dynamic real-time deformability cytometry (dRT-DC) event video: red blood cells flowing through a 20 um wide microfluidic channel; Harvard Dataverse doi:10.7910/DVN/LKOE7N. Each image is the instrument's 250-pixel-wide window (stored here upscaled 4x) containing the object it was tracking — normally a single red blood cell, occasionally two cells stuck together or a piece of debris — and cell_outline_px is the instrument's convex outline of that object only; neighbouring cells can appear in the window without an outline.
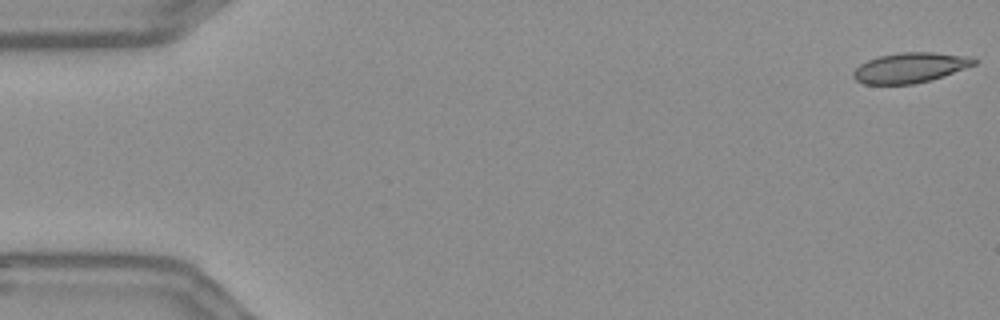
{"species": "Egyptian fruit bat (a non-hibernating species)", "species_latin": "Rousettus aegyptiacus", "temperature_condition": "warm", "stored_images_in_passage": 56, "camera_frame_rate_fps": 3000, "um_per_image_px": 0.085, "frame": {"image": 1, "passage_image": 1, "time_ms": 0.0, "image_size_px": [1000, 320], "cell_outline_px": [[980, 60], [976, 64], [944, 76], [932, 80], [912, 84], [864, 84], [856, 80], [852, 76], [852, 72], [860, 64], [868, 60], [880, 56], [900, 52], [932, 52], [972, 56]], "centroid_in_image_um": [77.4, 5.75], "position_along_channel_um": 7.6, "area_um2": 21.39}}
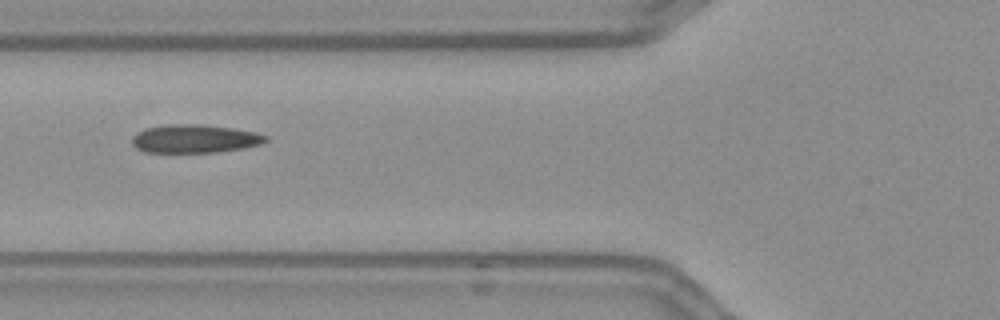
{"frame": {"image": 2, "passage_image": 21, "time_ms": 6.667, "image_size_px": [1000, 320], "cell_outline_px": [[268, 140], [260, 144], [244, 148], [216, 152], [144, 152], [136, 148], [132, 144], [132, 136], [136, 132], [144, 128], [164, 124], [200, 124], [232, 128], [256, 132], [268, 136]], "centroid_in_image_um": [16.52, 11.78], "position_along_channel_um": 109.3, "area_um2": 22.25}}
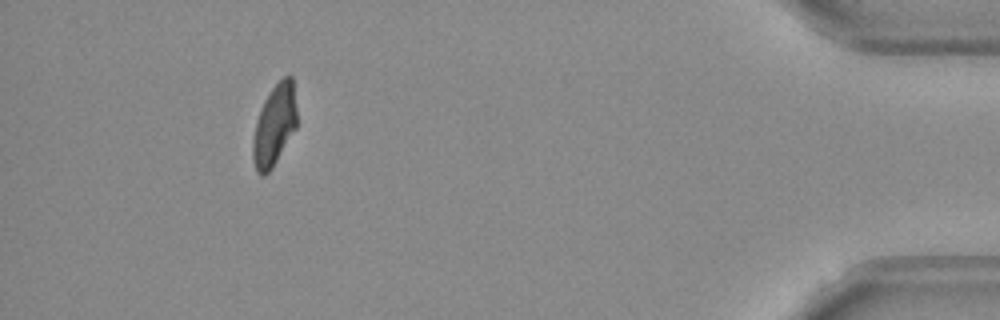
{"frame": {"image": 3, "passage_image": 51, "time_ms": 16.667, "image_size_px": [1000, 320], "cell_outline_px": [[296, 128], [272, 168], [264, 176], [260, 176], [256, 172], [252, 160], [252, 140], [256, 120], [264, 100], [272, 88], [284, 76], [292, 76], [296, 108]], "centroid_in_image_um": [23.3, 10.69], "position_along_channel_um": 411.9, "area_um2": 20.81}, "authors_computed_cell_mechanics": {"area_um2": 22.0796, "velocity_mm_per_s": 3.6497, "shape_relaxation_time_tau1_ms": 10.916, "shape_relaxation_time_tau2_ms": 1.8475, "deformation_change_tau1": 0.226, "deformation_change_tau2": 0.0721}}